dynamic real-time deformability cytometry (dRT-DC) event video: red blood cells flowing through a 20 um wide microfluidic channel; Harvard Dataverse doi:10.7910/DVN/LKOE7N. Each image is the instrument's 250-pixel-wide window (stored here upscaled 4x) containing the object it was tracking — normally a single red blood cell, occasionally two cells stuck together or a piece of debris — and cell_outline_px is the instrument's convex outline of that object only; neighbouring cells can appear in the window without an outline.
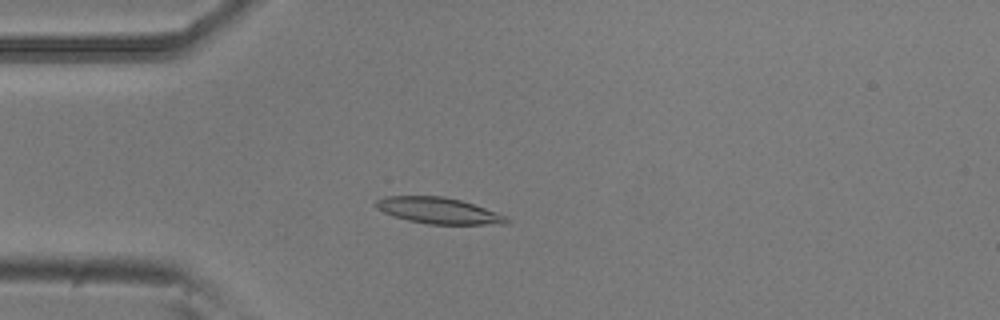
{"species": "common noctule bat (a hibernating species)", "species_latin": "Nyctalus noctula", "temperature_condition": "room temperature", "stored_images_in_passage": 47, "camera_frame_rate_fps": 3000, "um_per_image_px": 0.085, "animal": {"sex": "male", "body_mass_g": 20.5, "forearm_length_mm": 52.5}, "frame": {"image": 1, "passage_image": 7, "time_ms": 2.0, "image_size_px": [1000, 320], "cell_outline_px": [[512, 220], [508, 224], [428, 224], [408, 220], [392, 216], [376, 208], [376, 200], [384, 196], [444, 196], [460, 200], [508, 216]], "centroid_in_image_um": [37.29, 17.91], "position_along_channel_um": 47.7, "area_um2": 19.94}}
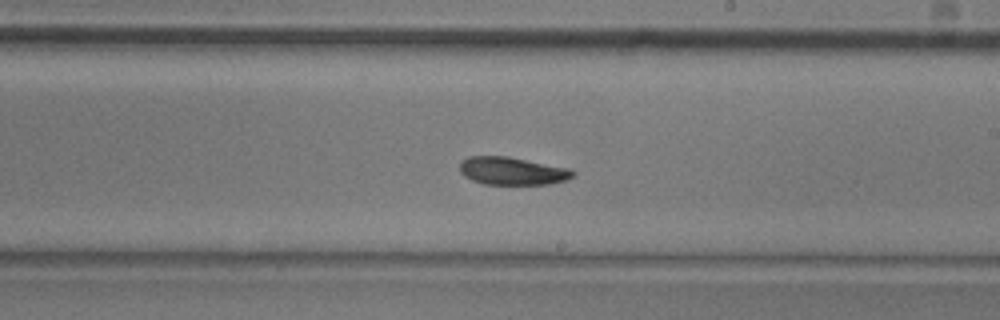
{"frame": {"image": 2, "passage_image": 24, "time_ms": 7.667, "image_size_px": [1000, 320], "cell_outline_px": [[576, 176], [568, 180], [552, 184], [484, 184], [472, 180], [464, 176], [460, 172], [460, 160], [468, 156], [508, 156], [572, 168], [576, 172]], "centroid_in_image_um": [43.6, 14.53], "position_along_channel_um": 245.4, "area_um2": 18.79}}
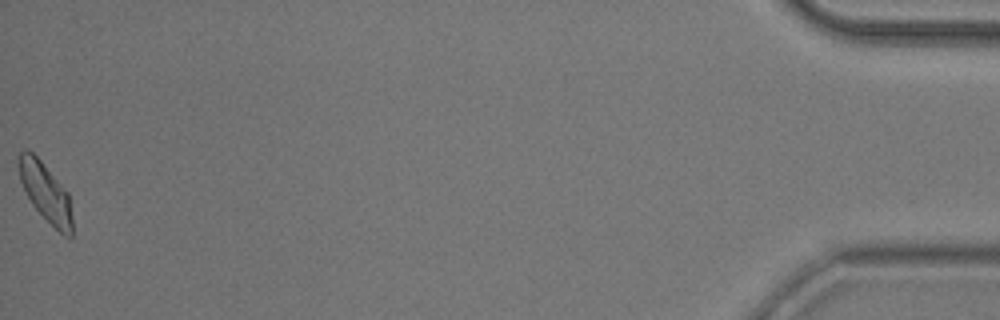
{"frame": {"image": 3, "passage_image": 47, "time_ms": 15.333, "image_size_px": [1000, 320], "cell_outline_px": [[72, 236], [64, 236], [32, 204], [20, 180], [20, 152], [24, 148], [28, 148], [40, 160], [68, 192], [72, 216]], "centroid_in_image_um": [3.9, 16.34], "position_along_channel_um": 431.3, "area_um2": 17.69}, "authors_computed_cell_mechanics": {"area_um2": 18.7272, "velocity_mm_per_s": 3.7323, "shape_relaxation_time_tau1_ms": 4.8417, "shape_relaxation_time_tau2_ms": 3.1564, "deformation_change_tau1": 0.1268, "deformation_change_tau2": 0.0794}}